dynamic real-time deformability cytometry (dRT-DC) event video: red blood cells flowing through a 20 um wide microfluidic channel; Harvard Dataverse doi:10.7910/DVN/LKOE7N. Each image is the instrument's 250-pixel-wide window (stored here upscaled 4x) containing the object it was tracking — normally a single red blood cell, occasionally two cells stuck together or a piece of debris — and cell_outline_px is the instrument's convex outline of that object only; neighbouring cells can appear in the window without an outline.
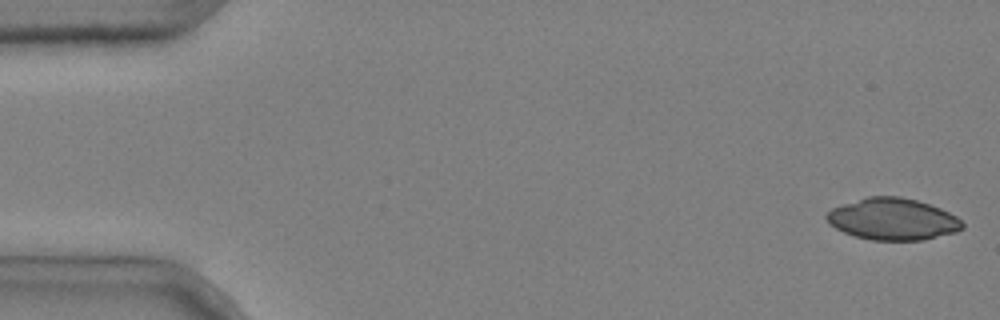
{"species": "common noctule bat (a hibernating species)", "species_latin": "Nyctalus noctula", "temperature_condition": "cold", "stored_images_in_passage": 4, "camera_frame_rate_fps": 3000, "um_per_image_px": 0.085, "animal": {"sex": "male", "body_mass_g": 20.4}, "frame": {"image": 1, "passage_image": 1, "time_ms": 0.0, "image_size_px": [1000, 320], "cell_outline_px": [[964, 228], [956, 232], [924, 240], [872, 240], [856, 236], [844, 232], [828, 224], [824, 216], [832, 208], [868, 196], [900, 196], [916, 200], [940, 208], [956, 216], [964, 224]], "centroid_in_image_um": [75.88, 18.63], "position_along_channel_um": 9.1, "area_um2": 32.95}}